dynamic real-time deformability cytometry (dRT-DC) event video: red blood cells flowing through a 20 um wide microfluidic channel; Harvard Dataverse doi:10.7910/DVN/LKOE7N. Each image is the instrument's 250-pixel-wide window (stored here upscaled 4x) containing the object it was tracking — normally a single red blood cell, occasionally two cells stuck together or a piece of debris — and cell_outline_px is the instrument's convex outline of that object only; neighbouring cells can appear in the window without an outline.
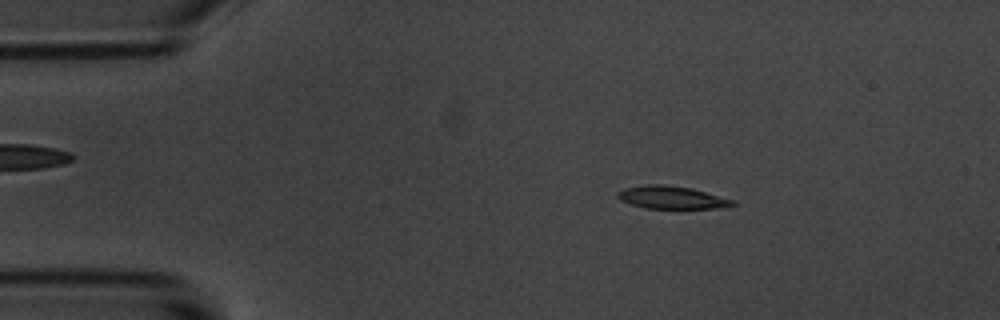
{"species": "common noctule bat (a hibernating species)", "species_latin": "Nyctalus noctula", "temperature_condition": "room temperature", "stored_images_in_passage": 3, "camera_frame_rate_fps": 3000, "um_per_image_px": 0.085, "animal": {"sex": "male", "body_mass_g": 20.1, "forearm_length_mm": 53.5}, "frame": {"image": 1, "passage_image": 2, "time_ms": 1.0, "image_size_px": [1000, 320], "cell_outline_px": [[736, 204], [716, 208], [644, 208], [620, 200], [616, 196], [616, 192], [624, 188], [648, 184], [664, 184], [692, 188], [736, 200]], "centroid_in_image_um": [57.08, 16.77], "position_along_channel_um": 27.9, "area_um2": 15.26}}